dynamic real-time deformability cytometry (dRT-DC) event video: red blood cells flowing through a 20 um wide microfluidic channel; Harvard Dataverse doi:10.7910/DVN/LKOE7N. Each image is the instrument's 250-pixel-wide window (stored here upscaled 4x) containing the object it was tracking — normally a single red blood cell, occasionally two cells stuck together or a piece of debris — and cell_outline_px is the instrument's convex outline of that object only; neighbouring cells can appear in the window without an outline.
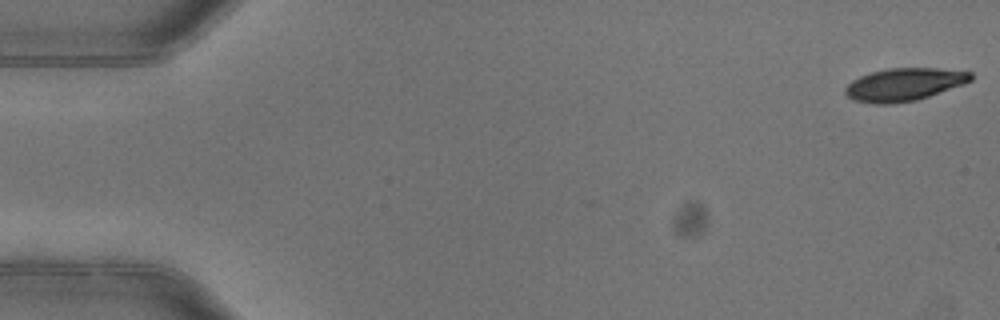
{"species": "common noctule bat (a hibernating species)", "species_latin": "Nyctalus noctula", "temperature_condition": "warm", "stored_images_in_passage": 5, "camera_frame_rate_fps": 3000, "um_per_image_px": 0.085, "animal": {"sex": "female"}, "frame": {"image": 1, "passage_image": 1, "time_ms": 0.0, "image_size_px": [1000, 320], "cell_outline_px": [[972, 80], [964, 84], [916, 100], [892, 104], [872, 104], [852, 100], [844, 92], [844, 88], [852, 80], [860, 76], [872, 72], [888, 68], [936, 68], [972, 72]], "centroid_in_image_um": [76.82, 7.19], "position_along_channel_um": 8.2, "area_um2": 23.99}}
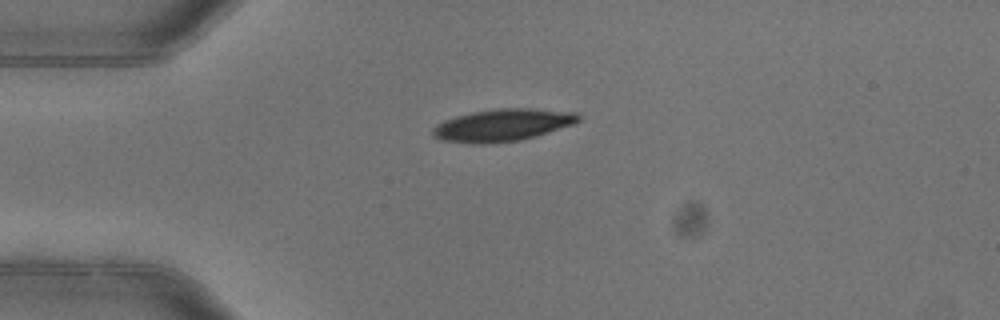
{"frame": {"image": 2, "passage_image": 4, "time_ms": 1.0, "image_size_px": [1000, 320], "cell_outline_px": [[580, 120], [576, 124], [536, 136], [520, 140], [488, 144], [468, 144], [440, 140], [432, 136], [432, 128], [436, 124], [444, 120], [456, 116], [472, 112], [496, 108], [532, 108], [576, 112], [580, 116]], "centroid_in_image_um": [42.71, 10.64], "position_along_channel_um": 42.3, "area_um2": 27.86}}